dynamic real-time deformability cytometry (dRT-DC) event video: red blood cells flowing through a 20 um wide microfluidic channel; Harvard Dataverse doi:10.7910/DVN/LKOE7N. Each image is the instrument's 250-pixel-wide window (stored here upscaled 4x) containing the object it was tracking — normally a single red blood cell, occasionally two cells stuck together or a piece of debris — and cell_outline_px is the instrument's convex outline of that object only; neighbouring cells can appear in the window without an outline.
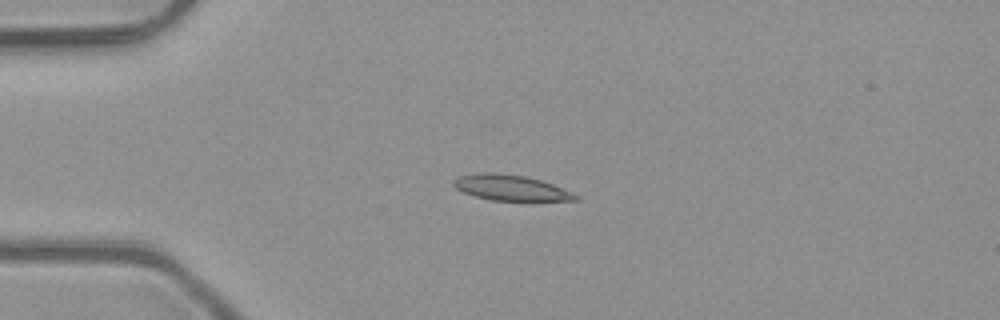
{"species": "common noctule bat (a hibernating species)", "species_latin": "Nyctalus noctula", "temperature_condition": "room temperature", "stored_images_in_passage": 5, "camera_frame_rate_fps": 3000, "um_per_image_px": 0.085, "animal": {"sex": "male", "body_mass_g": 23.1, "forearm_length_mm": 52.7}, "frame": {"image": 1, "passage_image": 4, "time_ms": 1.0, "image_size_px": [1000, 320], "cell_outline_px": [[580, 200], [488, 200], [464, 192], [456, 188], [452, 184], [452, 180], [460, 176], [480, 172], [496, 172], [524, 176], [540, 180], [552, 184], [572, 192], [580, 196]], "centroid_in_image_um": [43.39, 15.95], "position_along_channel_um": 41.6, "area_um2": 18.03}}